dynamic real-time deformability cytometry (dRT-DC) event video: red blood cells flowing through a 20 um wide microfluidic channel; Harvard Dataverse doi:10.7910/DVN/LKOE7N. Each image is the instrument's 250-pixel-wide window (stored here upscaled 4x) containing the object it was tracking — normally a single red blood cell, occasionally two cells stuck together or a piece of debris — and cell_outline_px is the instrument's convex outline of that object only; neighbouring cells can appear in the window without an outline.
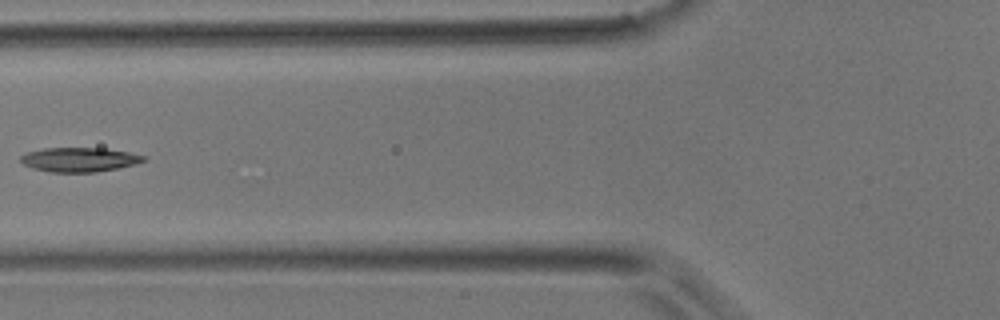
{"species": "common noctule bat (a hibernating species)", "species_latin": "Nyctalus noctula", "temperature_condition": "room temperature", "stored_images_in_passage": 5, "camera_frame_rate_fps": 3000, "um_per_image_px": 0.085, "animal": {"sex": "male", "body_mass_g": 17.9}, "frame": {"image": 1, "passage_image": 5, "time_ms": 1.333, "image_size_px": [1000, 320], "cell_outline_px": [[148, 160], [136, 164], [96, 172], [48, 172], [32, 168], [24, 164], [20, 160], [20, 156], [28, 152], [44, 148], [104, 148], [128, 152], [144, 156]], "centroid_in_image_um": [6.74, 13.57], "position_along_channel_um": 119.1, "area_um2": 17.4}}